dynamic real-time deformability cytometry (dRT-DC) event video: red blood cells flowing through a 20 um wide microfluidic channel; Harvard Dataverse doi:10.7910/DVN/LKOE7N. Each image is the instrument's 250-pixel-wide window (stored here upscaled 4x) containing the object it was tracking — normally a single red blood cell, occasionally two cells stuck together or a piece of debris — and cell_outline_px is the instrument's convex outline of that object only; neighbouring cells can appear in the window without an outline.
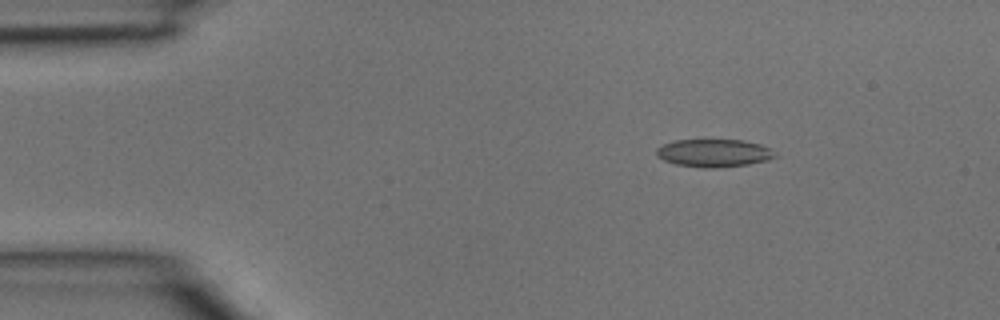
{"species": "common noctule bat (a hibernating species)", "species_latin": "Nyctalus noctula", "temperature_condition": "room temperature", "stored_images_in_passage": 3, "camera_frame_rate_fps": 3000, "um_per_image_px": 0.085, "animal": {"sex": "male", "body_mass_g": 15.6}, "frame": {"image": 1, "passage_image": 1, "time_ms": 0.0, "image_size_px": [1000, 320], "cell_outline_px": [[780, 156], [768, 160], [748, 164], [716, 168], [704, 168], [676, 164], [664, 160], [656, 156], [656, 148], [664, 144], [676, 140], [744, 140], [760, 144], [776, 152]], "centroid_in_image_um": [60.71, 13.01], "position_along_channel_um": 24.3, "area_um2": 19.31}}